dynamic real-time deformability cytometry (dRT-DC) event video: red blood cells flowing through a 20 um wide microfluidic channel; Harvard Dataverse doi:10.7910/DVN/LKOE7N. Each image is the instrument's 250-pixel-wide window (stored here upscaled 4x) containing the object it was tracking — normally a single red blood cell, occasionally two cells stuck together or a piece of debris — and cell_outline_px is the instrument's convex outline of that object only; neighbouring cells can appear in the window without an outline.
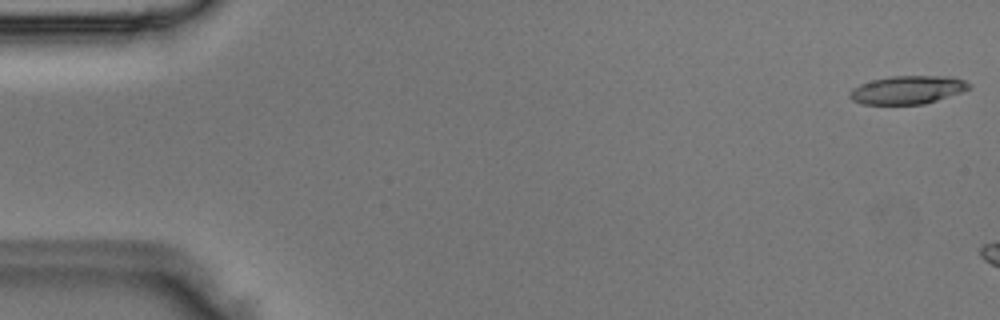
{"species": "Egyptian fruit bat (a non-hibernating species)", "species_latin": "Rousettus aegyptiacus", "temperature_condition": "room temperature", "stored_images_in_passage": 3, "camera_frame_rate_fps": 3000, "um_per_image_px": 0.085, "animal": {"sex": "male"}, "frame": {"image": 1, "passage_image": 1, "time_ms": 0.0, "image_size_px": [1000, 320], "cell_outline_px": [[972, 84], [968, 88], [960, 92], [924, 104], [860, 104], [852, 100], [848, 96], [848, 92], [852, 88], [860, 84], [872, 80], [892, 76], [948, 76], [964, 80]], "centroid_in_image_um": [77.08, 7.64], "position_along_channel_um": 7.9, "area_um2": 19.54}}